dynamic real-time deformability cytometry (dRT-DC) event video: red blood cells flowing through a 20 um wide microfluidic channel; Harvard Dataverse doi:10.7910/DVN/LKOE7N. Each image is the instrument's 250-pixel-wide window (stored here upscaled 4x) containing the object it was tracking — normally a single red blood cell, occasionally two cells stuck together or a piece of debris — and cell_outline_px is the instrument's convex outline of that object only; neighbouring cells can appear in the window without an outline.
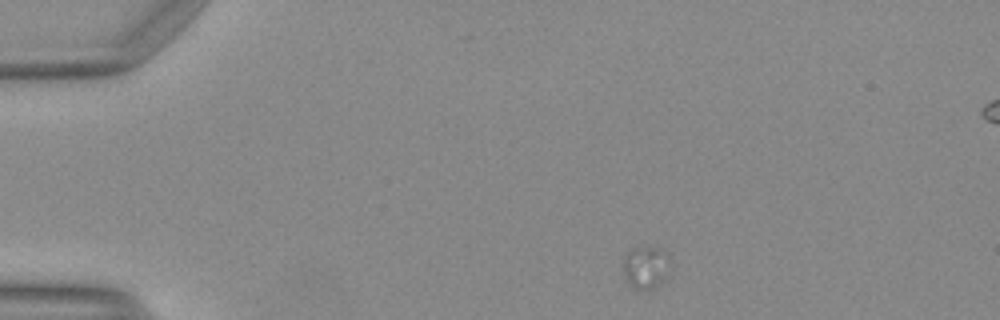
{"species": "Egyptian fruit bat (a non-hibernating species)", "species_latin": "Rousettus aegyptiacus", "temperature_condition": "warm", "stored_images_in_passage": 13, "camera_frame_rate_fps": 3000, "um_per_image_px": 0.085, "animal": {"sex": "female"}, "frame": {"image": 1, "passage_image": 1, "time_ms": 0.0, "image_size_px": [1000, 320], "cell_outline_px": [[668, 256], [660, 280], [652, 288], [632, 288], [628, 284], [624, 272], [624, 256], [632, 248], [660, 248], [668, 252]], "centroid_in_image_um": [54.79, 22.67], "position_along_channel_um": 30.2, "area_um2": 10.64}}
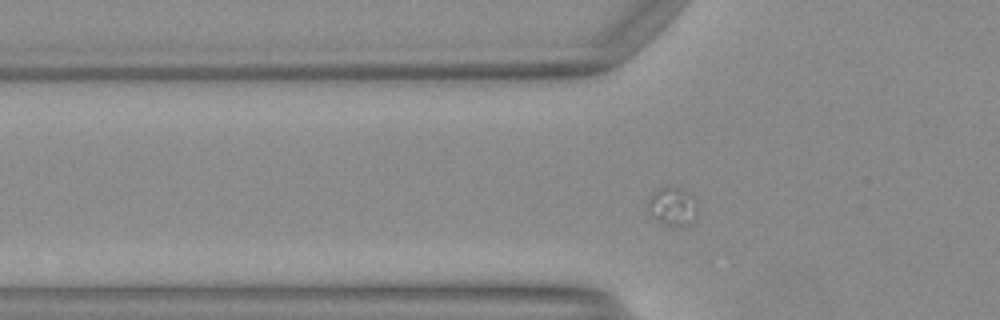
{"frame": {"image": 2, "passage_image": 10, "time_ms": 3.0, "image_size_px": [1000, 320], "cell_outline_px": [[696, 216], [688, 224], [680, 228], [664, 224], [656, 220], [652, 216], [648, 208], [648, 200], [652, 192], [656, 188], [668, 184], [672, 184], [684, 188], [688, 192], [696, 204]], "centroid_in_image_um": [57.13, 17.49], "position_along_channel_um": 68.7, "area_um2": 11.5}}